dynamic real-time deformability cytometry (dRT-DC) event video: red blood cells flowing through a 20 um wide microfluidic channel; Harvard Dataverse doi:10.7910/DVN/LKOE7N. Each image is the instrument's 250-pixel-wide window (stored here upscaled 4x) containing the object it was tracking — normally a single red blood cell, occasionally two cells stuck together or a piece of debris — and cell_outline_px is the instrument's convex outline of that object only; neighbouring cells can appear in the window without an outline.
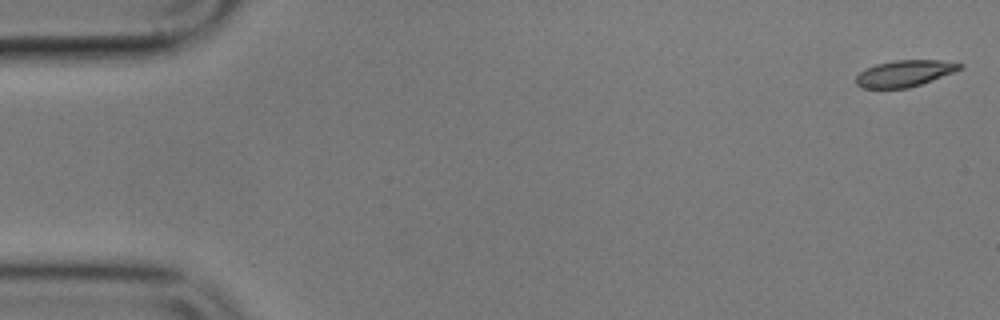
{"species": "common noctule bat (a hibernating species)", "species_latin": "Nyctalus noctula", "temperature_condition": "cold", "stored_images_in_passage": 56, "camera_frame_rate_fps": 3000, "um_per_image_px": 0.085, "animal": {"sex": "male", "body_mass_g": 17.9}, "frame": {"image": 1, "passage_image": 1, "time_ms": 0.0, "image_size_px": [1000, 320], "cell_outline_px": [[964, 68], [932, 80], [908, 88], [860, 88], [856, 84], [856, 76], [860, 72], [876, 64], [896, 60], [940, 60], [964, 64]], "centroid_in_image_um": [76.9, 6.24], "position_along_channel_um": 8.1, "area_um2": 15.9}}
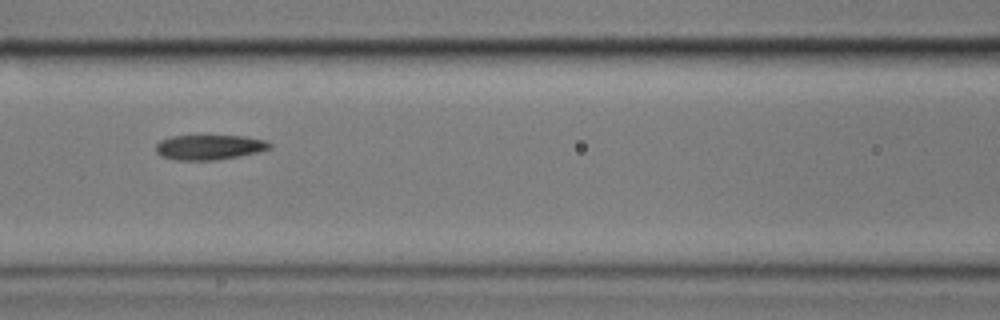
{"frame": {"image": 2, "passage_image": 24, "time_ms": 7.667, "image_size_px": [1000, 320], "cell_outline_px": [[272, 148], [260, 152], [216, 160], [176, 160], [160, 156], [156, 152], [156, 144], [160, 140], [172, 136], [244, 136], [264, 140], [272, 144]], "centroid_in_image_um": [17.79, 12.52], "position_along_channel_um": 148.8, "area_um2": 16.59}}
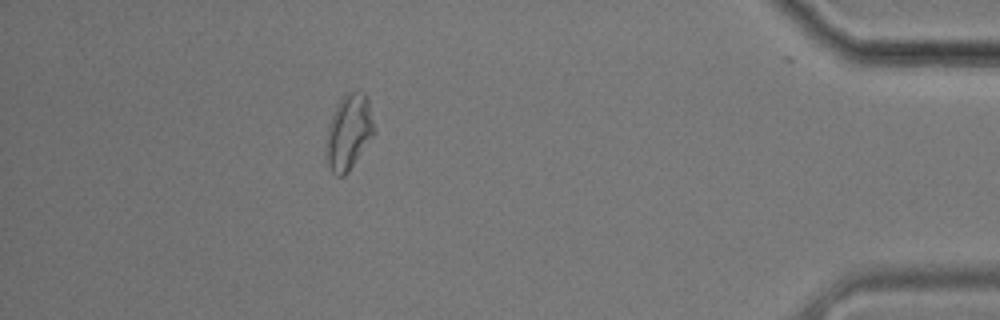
{"frame": {"image": 3, "passage_image": 50, "time_ms": 16.333, "image_size_px": [1000, 320], "cell_outline_px": [[376, 132], [348, 172], [344, 176], [336, 176], [332, 172], [324, 156], [328, 124], [336, 104], [344, 96], [352, 92], [364, 92], [368, 96]], "centroid_in_image_um": [29.64, 11.24], "position_along_channel_um": 405.6, "area_um2": 21.33}, "authors_computed_cell_mechanics": {"area_um2": 16.9932, "velocity_mm_per_s": 3.5317, "shape_relaxation_time_tau1_ms": 8.1814, "shape_relaxation_time_tau2_ms": 4.2864, "deformation_change_tau1": 0.2279, "deformation_change_tau2": 0.1152}}